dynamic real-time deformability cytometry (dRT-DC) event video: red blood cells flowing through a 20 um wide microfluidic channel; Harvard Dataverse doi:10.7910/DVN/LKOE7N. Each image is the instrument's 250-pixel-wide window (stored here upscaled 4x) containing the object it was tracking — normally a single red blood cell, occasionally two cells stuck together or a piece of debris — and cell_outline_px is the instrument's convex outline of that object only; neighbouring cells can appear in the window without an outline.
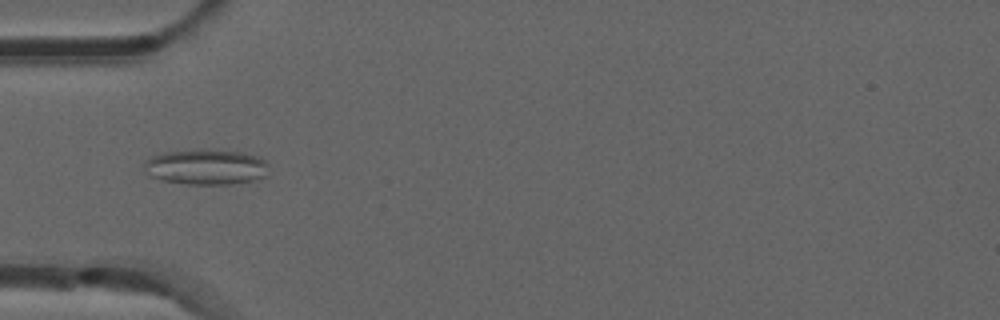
{"species": "common noctule bat (a hibernating species)", "species_latin": "Nyctalus noctula", "temperature_condition": "room temperature", "stored_images_in_passage": 26, "camera_frame_rate_fps": 3000, "um_per_image_px": 0.085, "animal": {"sex": "male", "forearm_length_mm": 52.5}, "frame": {"image": 1, "passage_image": 2, "time_ms": 0.333, "image_size_px": [1000, 320], "cell_outline_px": [[268, 164], [264, 176], [252, 180], [232, 184], [188, 184], [160, 180], [148, 176], [144, 168], [144, 160], [152, 156], [164, 152], [240, 152], [260, 156]], "centroid_in_image_um": [17.47, 14.23], "position_along_channel_um": 67.5, "area_um2": 24.91}}